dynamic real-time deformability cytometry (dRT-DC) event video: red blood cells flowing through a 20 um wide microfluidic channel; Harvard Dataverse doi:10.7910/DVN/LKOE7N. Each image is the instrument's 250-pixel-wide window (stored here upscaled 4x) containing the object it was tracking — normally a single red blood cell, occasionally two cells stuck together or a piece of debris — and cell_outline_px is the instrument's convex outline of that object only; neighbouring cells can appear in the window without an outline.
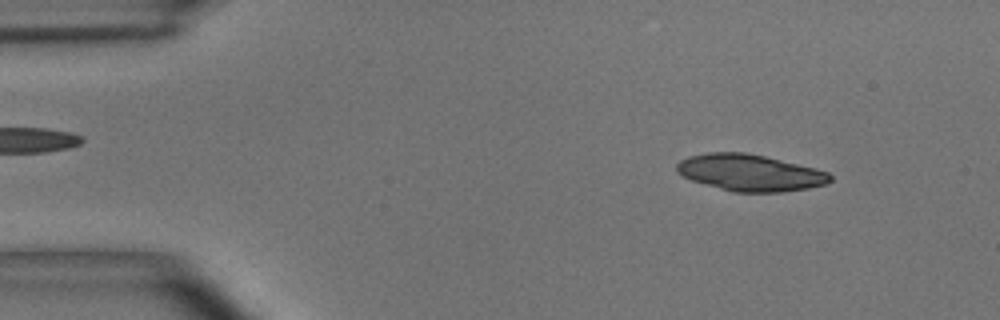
{"species": "common noctule bat (a hibernating species)", "species_latin": "Nyctalus noctula", "temperature_condition": "room temperature", "stored_images_in_passage": 52, "camera_frame_rate_fps": 3000, "um_per_image_px": 0.085, "animal": {"sex": "male", "body_mass_g": 15.6}, "frame": {"image": 1, "passage_image": 5, "time_ms": 1.333, "image_size_px": [1000, 320], "cell_outline_px": [[832, 180], [824, 184], [808, 188], [784, 192], [732, 192], [692, 180], [676, 172], [676, 164], [680, 160], [692, 156], [708, 152], [744, 152], [764, 156], [816, 168], [828, 172], [832, 176]], "centroid_in_image_um": [63.76, 14.68], "position_along_channel_um": 21.2, "area_um2": 32.6}}